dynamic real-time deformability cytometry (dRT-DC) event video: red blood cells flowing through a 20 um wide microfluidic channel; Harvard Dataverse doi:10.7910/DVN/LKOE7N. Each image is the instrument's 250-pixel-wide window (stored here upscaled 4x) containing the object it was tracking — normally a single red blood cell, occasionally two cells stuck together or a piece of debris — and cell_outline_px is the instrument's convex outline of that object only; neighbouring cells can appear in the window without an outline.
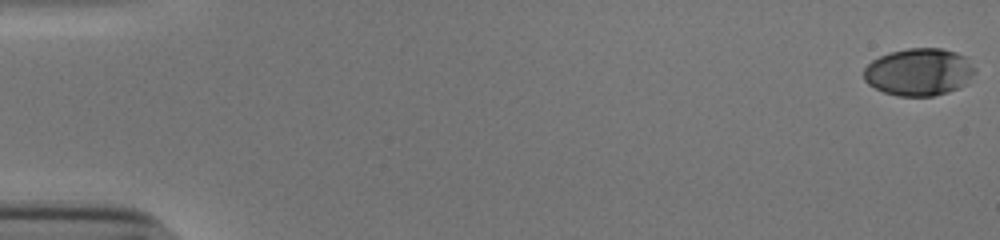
{"species": "human", "species_latin": "Homo sapiens", "temperature_condition": "cold", "stored_images_in_passage": 28, "camera_frame_rate_fps": 3000, "um_per_image_px": 0.085, "donor": {"sex": "male"}, "frame": {"image": 1, "passage_image": 1, "time_ms": 0.0, "image_size_px": [1000, 240], "cell_outline_px": [[976, 72], [968, 84], [960, 88], [948, 92], [932, 96], [896, 96], [884, 92], [868, 84], [864, 80], [864, 68], [872, 60], [888, 52], [908, 48], [940, 48], [956, 52], [964, 56], [976, 68]], "centroid_in_image_um": [78.14, 6.12], "position_along_channel_um": 6.9, "area_um2": 31.04}}
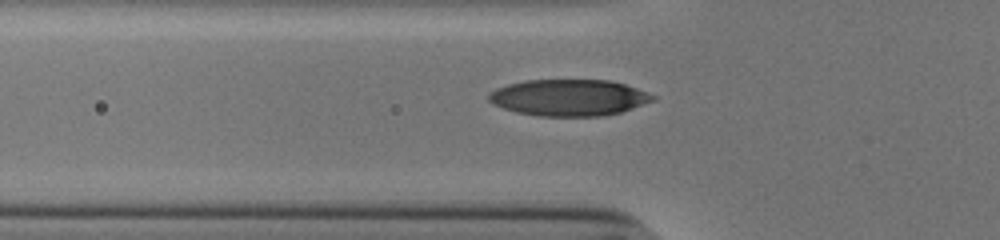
{"frame": {"image": 2, "passage_image": 20, "time_ms": 6.333, "image_size_px": [1000, 240], "cell_outline_px": [[656, 100], [620, 112], [604, 116], [536, 116], [516, 112], [492, 104], [488, 100], [488, 92], [496, 88], [508, 84], [524, 80], [608, 80], [624, 84], [636, 88], [656, 96]], "centroid_in_image_um": [48.33, 8.3], "position_along_channel_um": 77.5, "area_um2": 34.97}}
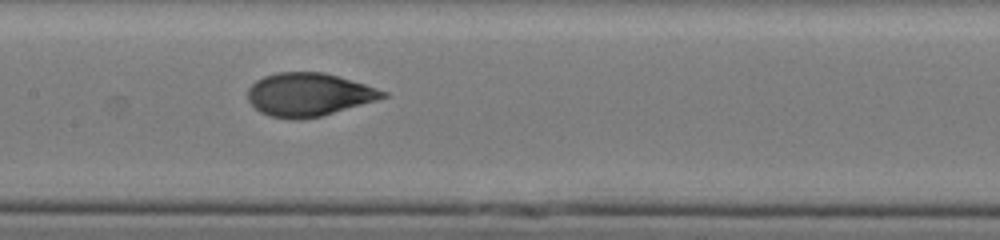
{"frame": {"image": 3, "passage_image": 28, "time_ms": 9.0, "image_size_px": [1000, 240], "cell_outline_px": [[388, 96], [376, 100], [320, 116], [300, 120], [296, 120], [268, 116], [260, 112], [248, 100], [248, 88], [256, 80], [264, 76], [276, 72], [324, 72], [364, 84], [388, 92]], "centroid_in_image_um": [26.2, 8.04], "position_along_channel_um": 181.2, "area_um2": 33.81}}